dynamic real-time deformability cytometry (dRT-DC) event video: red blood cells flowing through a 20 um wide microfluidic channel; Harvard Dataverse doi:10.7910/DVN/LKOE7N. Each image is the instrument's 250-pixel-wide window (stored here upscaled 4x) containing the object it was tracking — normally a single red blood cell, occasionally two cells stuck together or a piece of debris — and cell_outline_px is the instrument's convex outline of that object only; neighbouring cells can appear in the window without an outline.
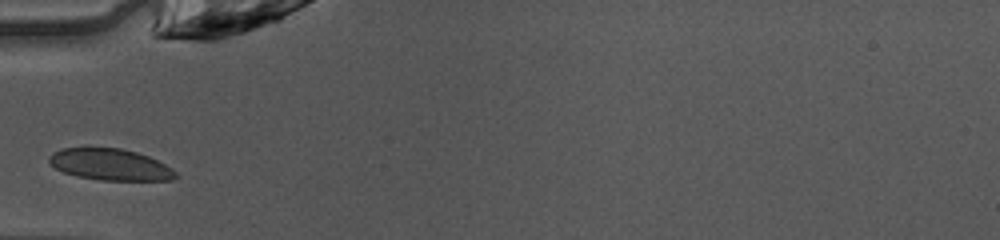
{"species": "common noctule bat (a hibernating species)", "species_latin": "Nyctalus noctula", "temperature_condition": "warm", "stored_images_in_passage": 24, "camera_frame_rate_fps": 3000, "um_per_image_px": 0.085, "animal": {"sex": "female", "body_mass_g": 10.0, "forearm_length_mm": 53.1}, "frame": {"image": 1, "passage_image": 1, "time_ms": 0.0, "image_size_px": [1000, 240], "cell_outline_px": [[180, 176], [176, 180], [100, 180], [76, 176], [64, 172], [56, 168], [48, 160], [52, 152], [60, 148], [120, 148], [136, 152], [148, 156], [172, 168]], "centroid_in_image_um": [9.4, 13.99], "position_along_channel_um": 75.6, "area_um2": 23.18}}